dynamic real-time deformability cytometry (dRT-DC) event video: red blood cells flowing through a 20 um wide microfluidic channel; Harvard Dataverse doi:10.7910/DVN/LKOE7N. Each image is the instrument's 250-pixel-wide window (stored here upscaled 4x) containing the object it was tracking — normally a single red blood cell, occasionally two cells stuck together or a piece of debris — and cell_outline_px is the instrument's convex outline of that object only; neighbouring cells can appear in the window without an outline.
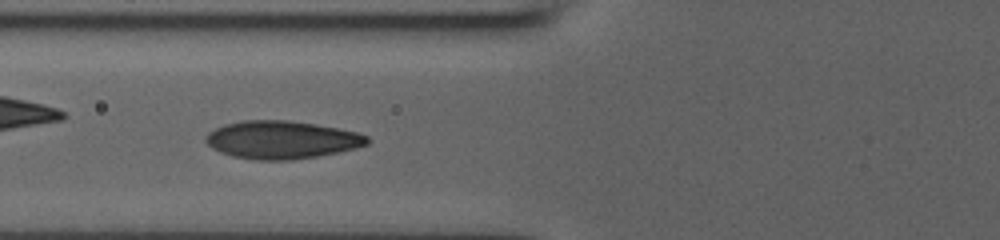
{"species": "human", "species_latin": "Homo sapiens", "temperature_condition": "room temperature", "stored_images_in_passage": 45, "camera_frame_rate_fps": 3000, "um_per_image_px": 0.085, "donor": {"sex": "male"}, "frame": {"image": 1, "passage_image": 15, "time_ms": 4.667, "image_size_px": [1000, 240], "cell_outline_px": [[372, 140], [368, 144], [356, 148], [316, 156], [292, 160], [256, 160], [232, 156], [220, 152], [212, 148], [204, 140], [204, 136], [208, 132], [224, 124], [244, 120], [288, 120], [316, 124], [356, 132], [368, 136]], "centroid_in_image_um": [23.92, 11.88], "position_along_channel_um": 101.9, "area_um2": 35.72}}
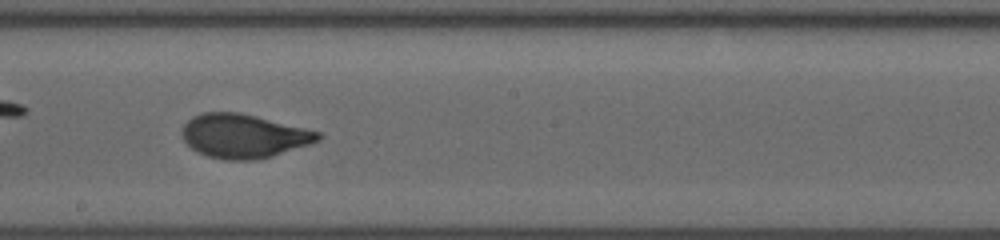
{"frame": {"image": 2, "passage_image": 24, "time_ms": 7.667, "image_size_px": [1000, 240], "cell_outline_px": [[324, 136], [320, 140], [312, 144], [272, 156], [256, 160], [224, 160], [208, 156], [196, 152], [180, 136], [180, 132], [184, 124], [192, 116], [204, 112], [240, 112], [320, 132]], "centroid_in_image_um": [20.7, 11.57], "position_along_channel_um": 227.5, "area_um2": 35.03}}
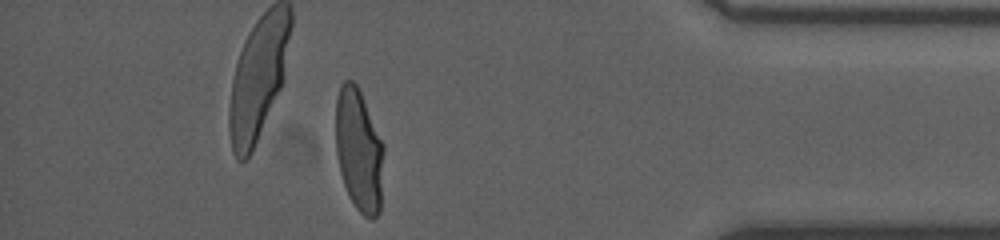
{"frame": {"image": 3, "passage_image": 39, "time_ms": 12.667, "image_size_px": [1000, 240], "cell_outline_px": [[384, 152], [380, 212], [372, 220], [364, 216], [356, 208], [348, 196], [340, 172], [336, 152], [336, 100], [340, 84], [344, 80], [352, 80], [356, 84], [360, 92], [384, 144]], "centroid_in_image_um": [30.51, 12.79], "position_along_channel_um": 404.7, "area_um2": 34.56}}